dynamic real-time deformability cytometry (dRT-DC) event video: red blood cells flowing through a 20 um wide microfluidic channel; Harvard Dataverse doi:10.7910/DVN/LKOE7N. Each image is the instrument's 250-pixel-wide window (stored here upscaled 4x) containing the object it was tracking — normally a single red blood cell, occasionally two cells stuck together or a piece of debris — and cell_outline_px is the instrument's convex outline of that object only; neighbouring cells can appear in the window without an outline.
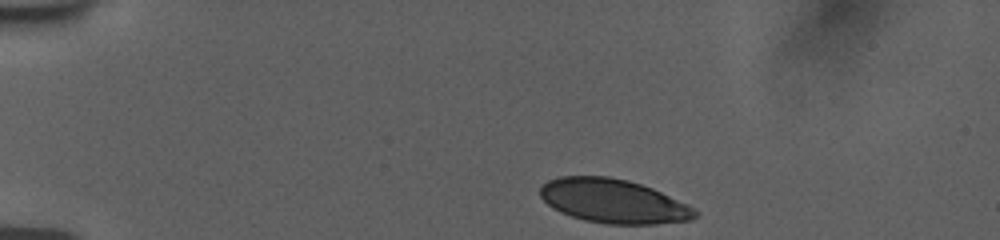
{"species": "human", "species_latin": "Homo sapiens", "temperature_condition": "room temperature", "stored_images_in_passage": 41, "camera_frame_rate_fps": 3000, "um_per_image_px": 0.085, "donor": {"sex": "female"}, "frame": {"image": 1, "passage_image": 1, "time_ms": 0.0, "image_size_px": [1000, 240], "cell_outline_px": [[700, 212], [692, 220], [656, 224], [608, 224], [584, 220], [560, 212], [552, 208], [540, 196], [540, 188], [548, 180], [560, 176], [608, 176], [628, 180], [652, 188], [688, 204]], "centroid_in_image_um": [52.15, 17.1], "position_along_channel_um": 32.8, "area_um2": 39.77}}
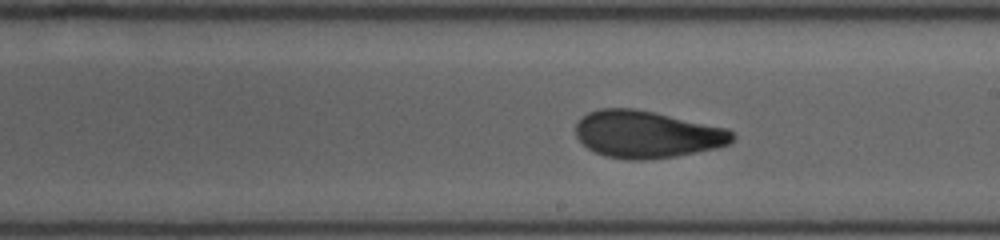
{"frame": {"image": 2, "passage_image": 23, "time_ms": 7.333, "image_size_px": [1000, 240], "cell_outline_px": [[736, 136], [728, 144], [716, 148], [676, 156], [640, 160], [628, 160], [604, 156], [588, 148], [576, 136], [576, 124], [588, 112], [600, 108], [632, 108], [652, 112], [728, 128]], "centroid_in_image_um": [54.98, 11.42], "position_along_channel_um": 234.0, "area_um2": 42.77}}
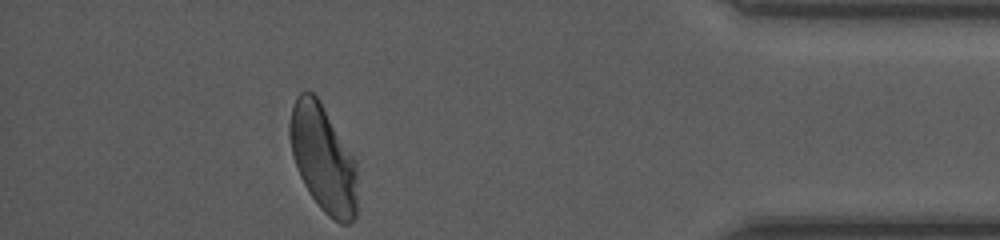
{"frame": {"image": 3, "passage_image": 40, "time_ms": 13.0, "image_size_px": [1000, 240], "cell_outline_px": [[356, 216], [348, 224], [340, 224], [328, 216], [320, 208], [304, 184], [300, 176], [292, 156], [292, 108], [296, 96], [300, 92], [312, 92], [320, 100], [356, 160]], "centroid_in_image_um": [27.5, 13.51], "position_along_channel_um": 407.7, "area_um2": 41.44}, "authors_computed_cell_mechanics": {"area_um2": 42.5408, "velocity_mm_per_s": 3.7425, "shape_relaxation_time_tau1_ms": 5.7005, "shape_relaxation_time_tau2_ms": 1.0393, "deformation_change_tau1": 0.186, "deformation_change_tau2": 0.0679}}